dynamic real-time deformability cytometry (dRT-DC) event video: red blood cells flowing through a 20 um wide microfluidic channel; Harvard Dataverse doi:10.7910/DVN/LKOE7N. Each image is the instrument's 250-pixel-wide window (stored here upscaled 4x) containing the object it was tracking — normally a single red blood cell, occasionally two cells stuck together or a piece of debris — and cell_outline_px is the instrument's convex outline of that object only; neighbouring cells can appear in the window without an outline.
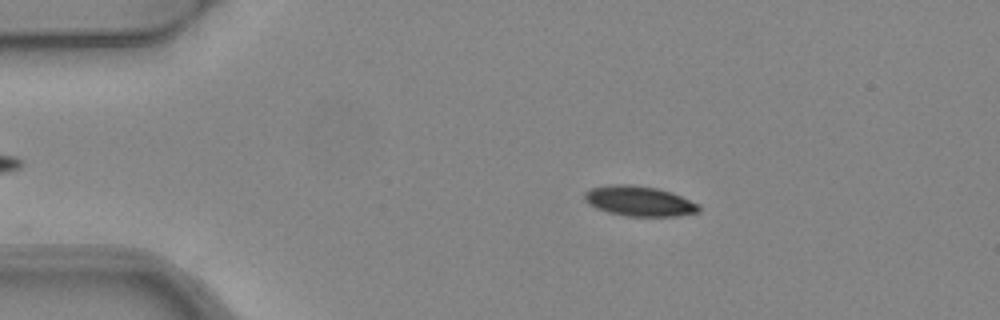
{"species": "common noctule bat (a hibernating species)", "species_latin": "Nyctalus noctula", "temperature_condition": "warm", "stored_images_in_passage": 3, "camera_frame_rate_fps": 3000, "um_per_image_px": 0.085, "animal": {"sex": "female", "body_mass_g": 24.6, "forearm_length_mm": 56.2}, "frame": {"image": 1, "passage_image": 2, "time_ms": 0.333, "image_size_px": [1000, 320], "cell_outline_px": [[700, 212], [676, 216], [628, 216], [608, 212], [596, 208], [588, 204], [584, 200], [584, 192], [592, 188], [612, 184], [628, 184], [656, 188], [672, 192], [700, 204]], "centroid_in_image_um": [54.35, 17.09], "position_along_channel_um": 30.7, "area_um2": 20.11}}